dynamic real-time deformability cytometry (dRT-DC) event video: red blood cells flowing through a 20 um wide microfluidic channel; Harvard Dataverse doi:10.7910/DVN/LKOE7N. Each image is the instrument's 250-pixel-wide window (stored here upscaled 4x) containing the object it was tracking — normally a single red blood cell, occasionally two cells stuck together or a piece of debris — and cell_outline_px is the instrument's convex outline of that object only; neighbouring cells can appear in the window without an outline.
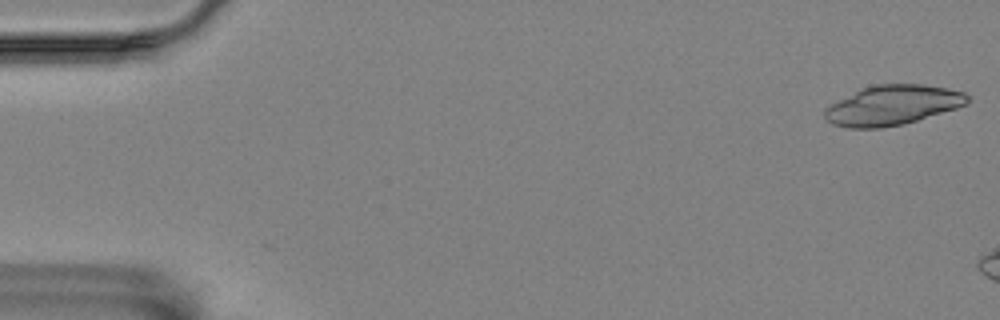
{"species": "Egyptian fruit bat (a non-hibernating species)", "species_latin": "Rousettus aegyptiacus", "temperature_condition": "room temperature", "stored_images_in_passage": 6, "camera_frame_rate_fps": 3000, "um_per_image_px": 0.085, "animal": {"sex": "female"}, "frame": {"image": 1, "passage_image": 1, "time_ms": 0.0, "image_size_px": [1000, 320], "cell_outline_px": [[968, 104], [956, 108], [904, 124], [880, 128], [848, 128], [832, 124], [824, 116], [824, 108], [860, 88], [872, 84], [924, 84], [948, 88], [964, 92], [968, 96]], "centroid_in_image_um": [75.85, 8.93], "position_along_channel_um": 9.1, "area_um2": 33.18}}